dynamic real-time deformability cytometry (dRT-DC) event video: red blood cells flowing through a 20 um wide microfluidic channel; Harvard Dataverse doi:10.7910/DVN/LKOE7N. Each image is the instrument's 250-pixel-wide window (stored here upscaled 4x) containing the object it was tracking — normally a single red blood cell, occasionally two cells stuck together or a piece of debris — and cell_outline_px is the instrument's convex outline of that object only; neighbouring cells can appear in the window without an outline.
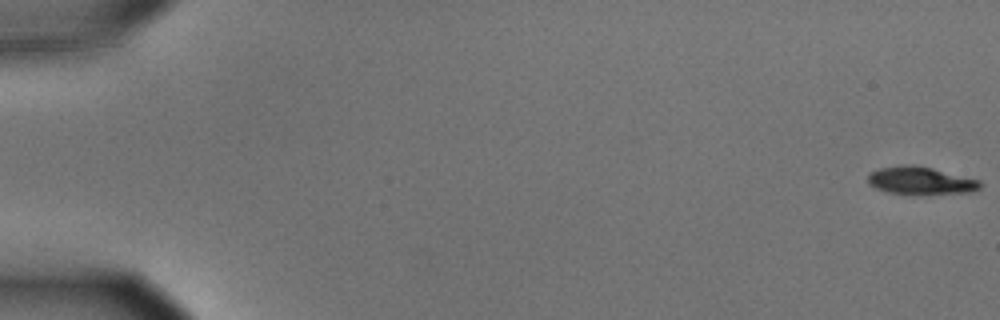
{"species": "common noctule bat (a hibernating species)", "species_latin": "Nyctalus noctula", "temperature_condition": "cold", "stored_images_in_passage": 18, "camera_frame_rate_fps": 3000, "um_per_image_px": 0.085, "animal": {"sex": "male", "body_mass_g": 15.6}, "frame": {"image": 1, "passage_image": 1, "time_ms": 0.0, "image_size_px": [1000, 320], "cell_outline_px": [[984, 184], [980, 188], [972, 192], [920, 196], [888, 192], [876, 188], [868, 184], [868, 172], [880, 168], [904, 164], [912, 164], [932, 168], [980, 180]], "centroid_in_image_um": [78.27, 15.38], "position_along_channel_um": 6.7, "area_um2": 18.73}}
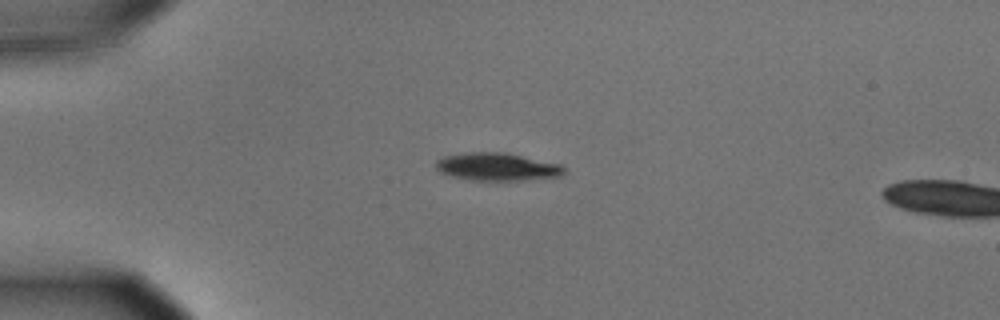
{"frame": {"image": 2, "passage_image": 15, "time_ms": 4.667, "image_size_px": [1000, 320], "cell_outline_px": [[568, 172], [560, 176], [524, 180], [468, 180], [452, 176], [440, 172], [436, 168], [436, 160], [444, 156], [464, 152], [504, 152], [560, 164], [568, 168]], "centroid_in_image_um": [42.28, 14.17], "position_along_channel_um": 42.7, "area_um2": 20.92}}